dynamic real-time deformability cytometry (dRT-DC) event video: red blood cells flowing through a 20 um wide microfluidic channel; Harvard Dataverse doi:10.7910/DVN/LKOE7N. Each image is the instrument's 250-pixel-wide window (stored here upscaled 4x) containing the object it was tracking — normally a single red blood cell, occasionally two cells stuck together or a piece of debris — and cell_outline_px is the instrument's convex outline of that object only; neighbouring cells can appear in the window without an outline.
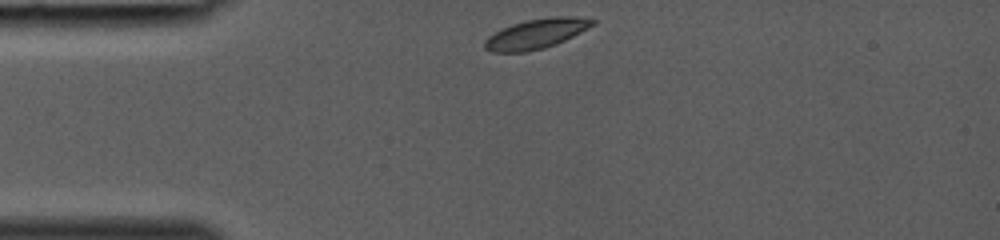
{"species": "common noctule bat (a hibernating species)", "species_latin": "Nyctalus noctula", "temperature_condition": "room temperature", "stored_images_in_passage": 27, "camera_frame_rate_fps": 3000, "um_per_image_px": 0.085, "animal": {"sex": "female", "body_mass_g": 19.0, "forearm_length_mm": 53.3}, "frame": {"image": 1, "passage_image": 1, "time_ms": 0.0, "image_size_px": [1000, 240], "cell_outline_px": [[596, 24], [556, 44], [544, 48], [524, 52], [492, 52], [484, 48], [484, 40], [488, 36], [512, 24], [528, 20], [552, 16], [572, 16], [596, 20]], "centroid_in_image_um": [45.58, 2.87], "position_along_channel_um": 39.4, "area_um2": 18.55}}
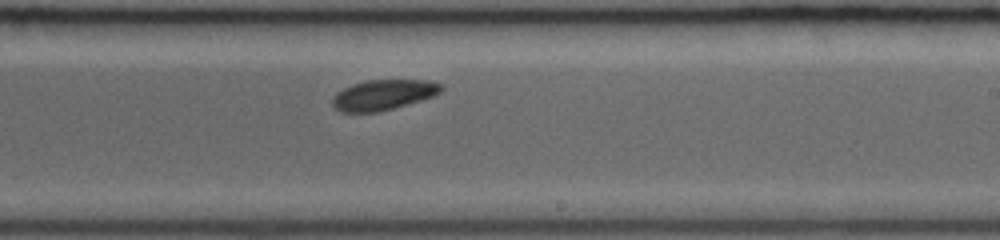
{"frame": {"image": 2, "passage_image": 16, "time_ms": 5.0, "image_size_px": [1000, 240], "cell_outline_px": [[444, 88], [440, 92], [432, 96], [420, 100], [392, 108], [376, 112], [340, 112], [332, 104], [332, 100], [336, 92], [352, 84], [368, 80], [428, 80], [444, 84]], "centroid_in_image_um": [32.58, 8.05], "position_along_channel_um": 256.4, "area_um2": 19.07}}
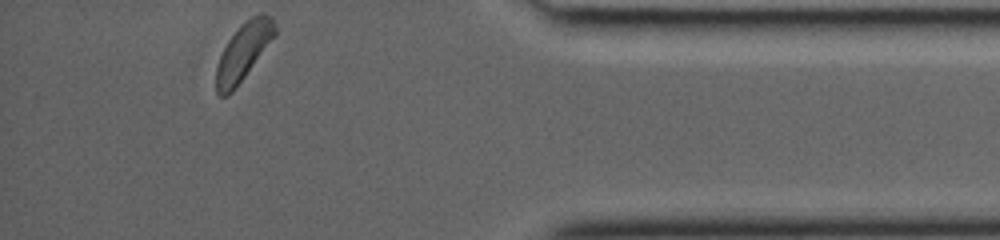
{"frame": {"image": 3, "passage_image": 27, "time_ms": 8.667, "image_size_px": [1000, 240], "cell_outline_px": [[276, 36], [232, 92], [228, 96], [220, 96], [216, 92], [216, 68], [220, 56], [228, 40], [252, 16], [260, 12], [264, 12], [272, 16], [276, 28]], "centroid_in_image_um": [20.72, 4.4], "position_along_channel_um": 414.5, "area_um2": 19.31}}